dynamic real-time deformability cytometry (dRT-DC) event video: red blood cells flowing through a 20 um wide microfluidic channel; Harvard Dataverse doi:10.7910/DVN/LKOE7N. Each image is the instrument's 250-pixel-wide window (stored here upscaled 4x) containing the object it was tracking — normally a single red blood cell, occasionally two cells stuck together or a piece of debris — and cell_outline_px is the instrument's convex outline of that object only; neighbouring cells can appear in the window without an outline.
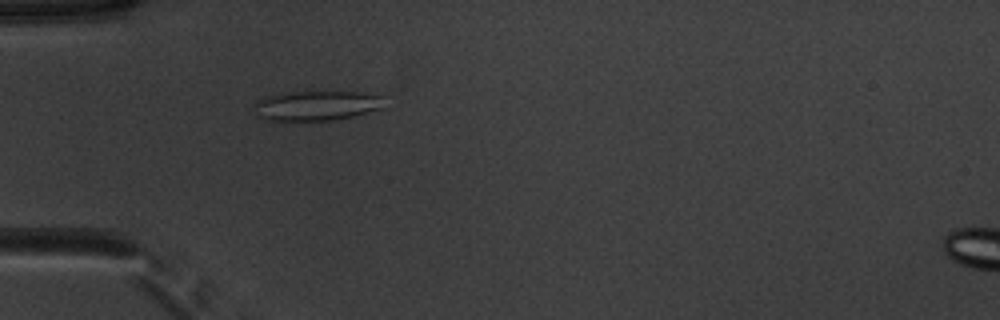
{"species": "common noctule bat (a hibernating species)", "species_latin": "Nyctalus noctula", "temperature_condition": "warm", "stored_images_in_passage": 53, "camera_frame_rate_fps": 3000, "um_per_image_px": 0.085, "animal": {"sex": "male", "body_mass_g": 20.1, "forearm_length_mm": 53.5}, "frame": {"image": 1, "passage_image": 17, "time_ms": 5.333, "image_size_px": [1000, 320], "cell_outline_px": [[388, 108], [336, 120], [268, 120], [260, 116], [256, 104], [256, 100], [264, 96], [284, 92], [360, 92], [384, 96]], "centroid_in_image_um": [27.05, 8.96], "position_along_channel_um": 57.9, "area_um2": 22.77}}
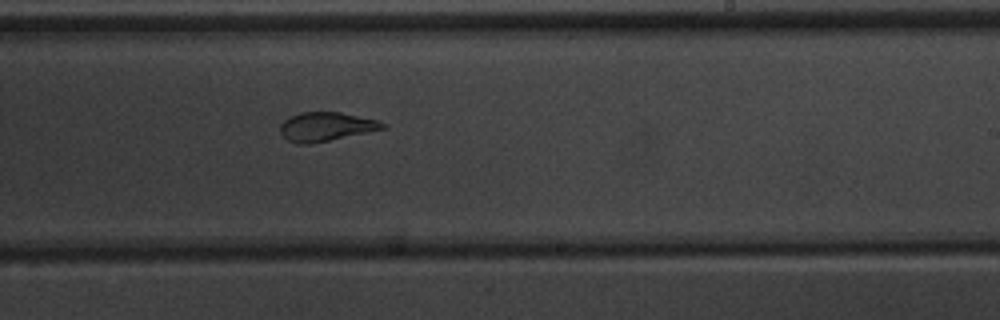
{"frame": {"image": 2, "passage_image": 33, "time_ms": 10.667, "image_size_px": [1000, 320], "cell_outline_px": [[388, 128], [308, 144], [300, 144], [288, 140], [280, 132], [280, 124], [288, 116], [300, 112], [340, 112], [380, 120], [388, 124]], "centroid_in_image_um": [27.74, 10.74], "position_along_channel_um": 261.3, "area_um2": 17.34}}
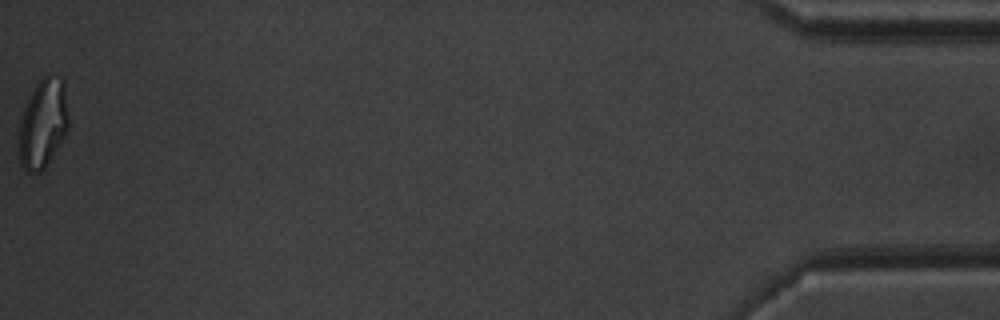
{"frame": {"image": 3, "passage_image": 53, "time_ms": 17.333, "image_size_px": [1000, 320], "cell_outline_px": [[68, 128], [64, 136], [52, 156], [44, 168], [40, 172], [24, 172], [20, 164], [20, 124], [24, 108], [36, 84], [48, 72], [64, 80], [68, 120]], "centroid_in_image_um": [3.66, 10.49], "position_along_channel_um": 431.5, "area_um2": 25.37}, "authors_computed_cell_mechanics": {"area_um2": 21.9062, "velocity_mm_per_s": 3.9294, "shape_relaxation_time_tau1_ms": null, "shape_relaxation_time_tau2_ms": 1.4121, "deformation_change_tau1": null, "deformation_change_tau2": 0.0779}}